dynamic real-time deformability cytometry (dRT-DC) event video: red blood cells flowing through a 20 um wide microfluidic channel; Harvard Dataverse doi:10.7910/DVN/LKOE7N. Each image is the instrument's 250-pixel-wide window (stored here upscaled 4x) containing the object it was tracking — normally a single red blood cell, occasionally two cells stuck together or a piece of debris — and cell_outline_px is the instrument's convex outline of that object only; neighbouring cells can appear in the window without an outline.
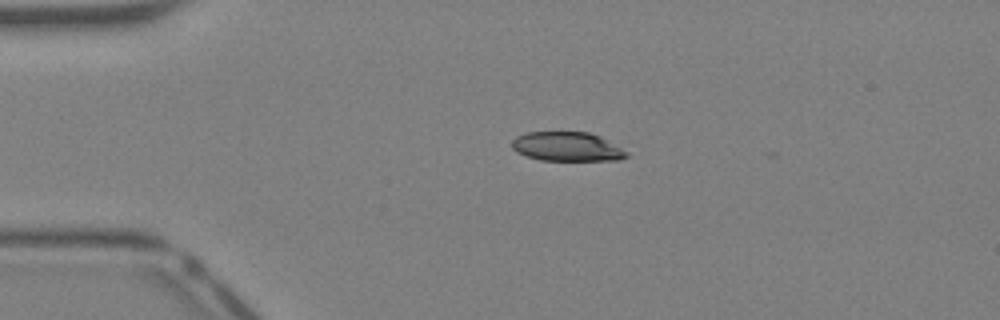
{"species": "Egyptian fruit bat (a non-hibernating species)", "species_latin": "Rousettus aegyptiacus", "temperature_condition": "warm", "stored_images_in_passage": 32, "camera_frame_rate_fps": 3000, "um_per_image_px": 0.085, "animal": {"sex": "female"}, "frame": {"image": 1, "passage_image": 1, "time_ms": 0.0, "image_size_px": [1000, 320], "cell_outline_px": [[628, 156], [620, 160], [540, 160], [516, 152], [512, 148], [512, 140], [516, 136], [528, 132], [588, 132], [600, 136], [628, 152]], "centroid_in_image_um": [48.19, 12.46], "position_along_channel_um": 36.8, "area_um2": 19.42}}
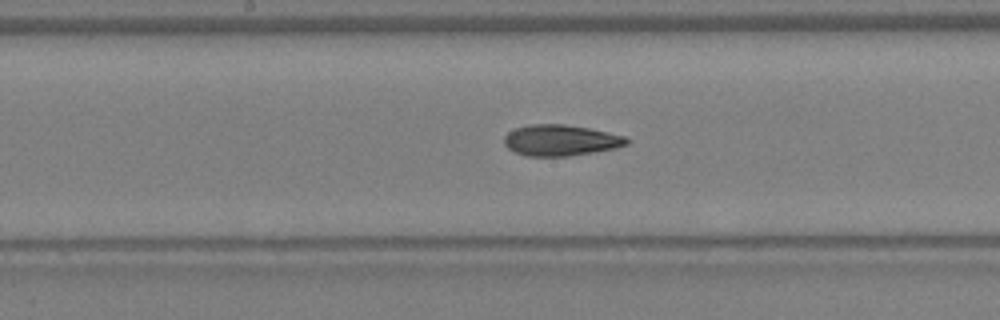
{"frame": {"image": 2, "passage_image": 13, "time_ms": 4.0, "image_size_px": [1000, 320], "cell_outline_px": [[632, 140], [628, 144], [616, 148], [568, 156], [528, 156], [516, 152], [508, 148], [504, 144], [504, 136], [508, 132], [516, 128], [528, 124], [564, 124], [588, 128], [628, 136]], "centroid_in_image_um": [47.69, 11.92], "position_along_channel_um": 200.5, "area_um2": 22.25}}
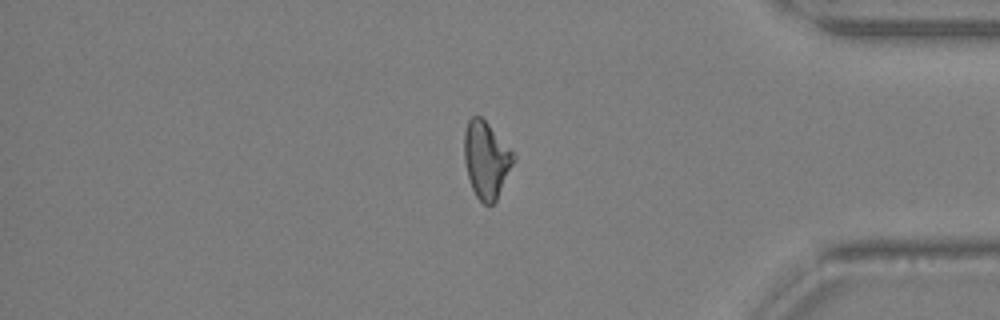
{"frame": {"image": 3, "passage_image": 26, "time_ms": 8.333, "image_size_px": [1000, 320], "cell_outline_px": [[516, 156], [496, 200], [492, 204], [484, 204], [476, 196], [472, 188], [468, 176], [464, 160], [464, 132], [468, 120], [472, 116], [480, 116], [488, 124]], "centroid_in_image_um": [41.3, 13.57], "position_along_channel_um": 393.9, "area_um2": 21.56}}